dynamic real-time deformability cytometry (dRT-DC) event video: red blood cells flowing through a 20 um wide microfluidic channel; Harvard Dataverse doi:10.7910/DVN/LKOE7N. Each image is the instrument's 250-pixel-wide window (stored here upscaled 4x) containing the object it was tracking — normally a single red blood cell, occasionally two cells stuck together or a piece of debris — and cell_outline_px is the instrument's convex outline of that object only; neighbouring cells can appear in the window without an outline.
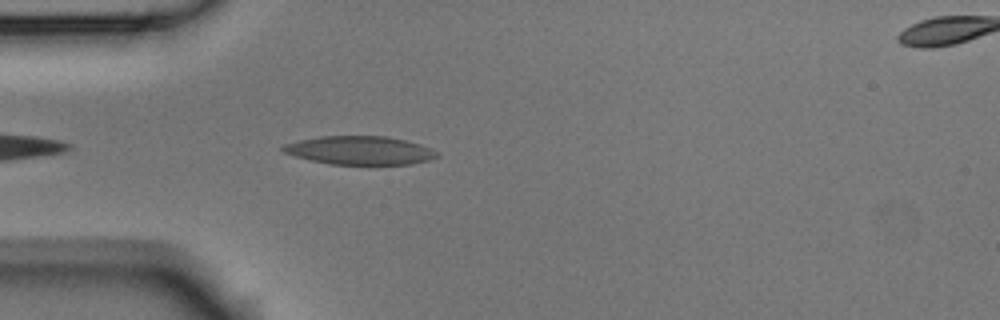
{"species": "Egyptian fruit bat (a non-hibernating species)", "species_latin": "Rousettus aegyptiacus", "temperature_condition": "room temperature", "stored_images_in_passage": 5, "camera_frame_rate_fps": 3000, "um_per_image_px": 0.085, "animal": {"sex": "male"}, "frame": {"image": 1, "passage_image": 5, "time_ms": 1.333, "image_size_px": [1000, 320], "cell_outline_px": [[440, 156], [428, 160], [412, 164], [328, 164], [296, 156], [284, 152], [280, 148], [284, 144], [300, 140], [320, 136], [388, 136], [420, 144], [432, 148], [440, 152]], "centroid_in_image_um": [30.63, 12.78], "position_along_channel_um": 54.4, "area_um2": 25.55}}